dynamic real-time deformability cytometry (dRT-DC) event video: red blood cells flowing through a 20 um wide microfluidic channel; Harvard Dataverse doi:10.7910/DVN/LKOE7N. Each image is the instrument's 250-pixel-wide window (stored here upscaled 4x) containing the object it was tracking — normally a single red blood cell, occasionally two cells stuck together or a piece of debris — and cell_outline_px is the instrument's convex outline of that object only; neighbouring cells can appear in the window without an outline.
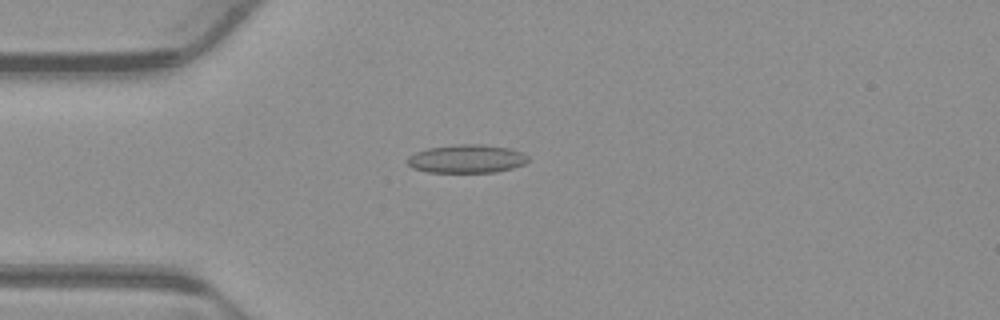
{"species": "common noctule bat (a hibernating species)", "species_latin": "Nyctalus noctula", "temperature_condition": "warm", "stored_images_in_passage": 53, "camera_frame_rate_fps": 3000, "um_per_image_px": 0.085, "animal": {"sex": "male", "body_mass_g": 23.1, "forearm_length_mm": 52.7}, "frame": {"image": 1, "passage_image": 14, "time_ms": 4.333, "image_size_px": [1000, 320], "cell_outline_px": [[528, 160], [524, 164], [512, 168], [496, 172], [428, 172], [412, 168], [408, 164], [408, 156], [416, 152], [428, 148], [460, 144], [484, 144], [508, 148], [520, 152], [528, 156]], "centroid_in_image_um": [39.66, 13.5], "position_along_channel_um": 45.3, "area_um2": 19.83}}
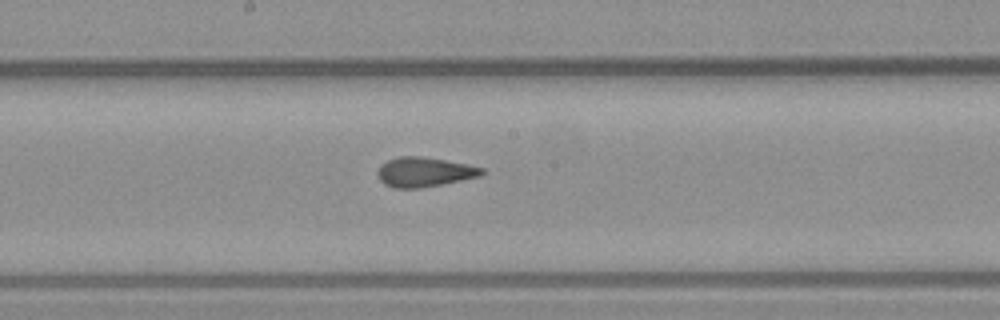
{"frame": {"image": 2, "passage_image": 28, "time_ms": 9.0, "image_size_px": [1000, 320], "cell_outline_px": [[484, 172], [480, 176], [420, 188], [392, 188], [384, 184], [376, 176], [376, 172], [380, 164], [388, 160], [400, 156], [420, 156], [444, 160], [484, 168]], "centroid_in_image_um": [35.99, 14.62], "position_along_channel_um": 212.2, "area_um2": 17.86}}
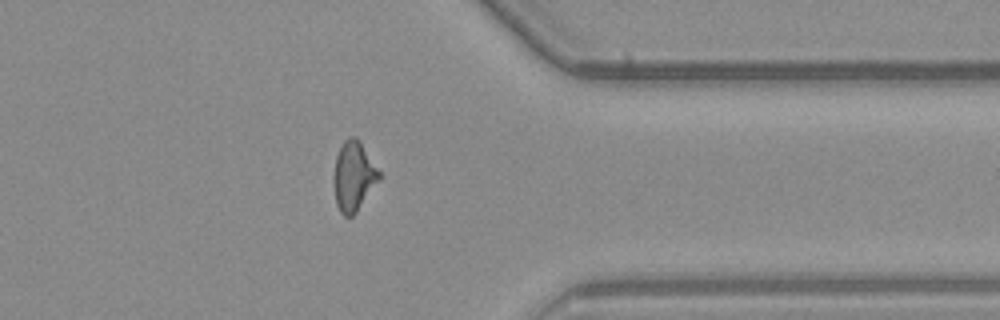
{"frame": {"image": 3, "passage_image": 42, "time_ms": 13.667, "image_size_px": [1000, 320], "cell_outline_px": [[380, 180], [356, 212], [352, 216], [344, 216], [340, 212], [336, 204], [332, 180], [332, 176], [336, 156], [344, 140], [348, 136], [356, 136], [360, 140], [380, 172]], "centroid_in_image_um": [30.04, 14.96], "position_along_channel_um": 381.4, "area_um2": 18.67}, "authors_computed_cell_mechanics": {"area_um2": 18.4382, "velocity_mm_per_s": 3.8864, "shape_relaxation_time_tau1_ms": 6.99, "shape_relaxation_time_tau2_ms": 1.0548, "deformation_change_tau1": 0.1721, "deformation_change_tau2": 0.0939}}